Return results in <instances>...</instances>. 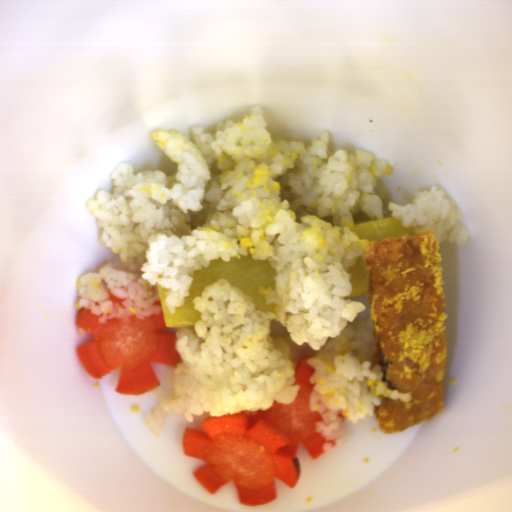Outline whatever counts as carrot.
<instances>
[{
    "label": "carrot",
    "mask_w": 512,
    "mask_h": 512,
    "mask_svg": "<svg viewBox=\"0 0 512 512\" xmlns=\"http://www.w3.org/2000/svg\"><path fill=\"white\" fill-rule=\"evenodd\" d=\"M108 293L110 295V299H111L112 303H118L119 307L124 308V306L122 304L124 302V298L116 297L111 291Z\"/></svg>",
    "instance_id": "1c9b5961"
},
{
    "label": "carrot",
    "mask_w": 512,
    "mask_h": 512,
    "mask_svg": "<svg viewBox=\"0 0 512 512\" xmlns=\"http://www.w3.org/2000/svg\"><path fill=\"white\" fill-rule=\"evenodd\" d=\"M311 358L306 355L297 364L292 385L299 389L290 403L275 400L265 411L209 416L202 419L201 430L186 427L184 456L204 461L193 477L210 495L231 482L240 504L266 505L276 501V478L290 488L298 484L300 445L313 460L324 455L325 444L335 446L336 440L316 433L323 416L310 409L317 385L310 382L315 372Z\"/></svg>",
    "instance_id": "b8716197"
},
{
    "label": "carrot",
    "mask_w": 512,
    "mask_h": 512,
    "mask_svg": "<svg viewBox=\"0 0 512 512\" xmlns=\"http://www.w3.org/2000/svg\"><path fill=\"white\" fill-rule=\"evenodd\" d=\"M102 314L80 308L75 324L94 338L77 348L85 372L102 379L119 368L115 391L138 395L157 389L161 383L151 364L172 366L181 357L175 348L176 332H167L164 313L100 323Z\"/></svg>",
    "instance_id": "cead05ca"
}]
</instances>
